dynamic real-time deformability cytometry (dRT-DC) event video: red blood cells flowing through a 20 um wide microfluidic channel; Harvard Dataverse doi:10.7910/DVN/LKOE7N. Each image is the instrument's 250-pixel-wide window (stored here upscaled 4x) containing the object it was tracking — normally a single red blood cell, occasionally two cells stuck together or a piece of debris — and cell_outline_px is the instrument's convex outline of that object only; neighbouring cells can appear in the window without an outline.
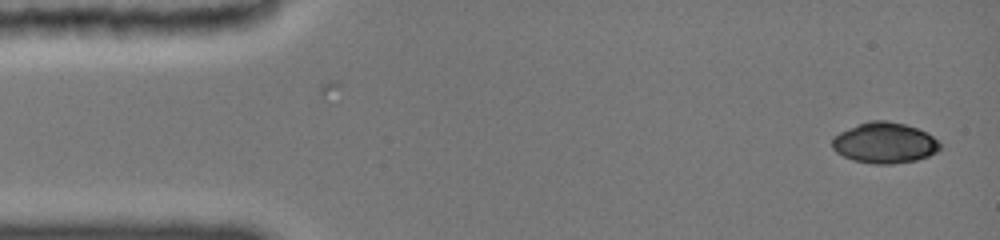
{"species": "common noctule bat (a hibernating species)", "species_latin": "Nyctalus noctula", "temperature_condition": "cold", "stored_images_in_passage": 52, "camera_frame_rate_fps": 3000, "um_per_image_px": 0.085, "animal": {"sex": "female", "body_mass_g": 19.0, "forearm_length_mm": 51.5}, "frame": {"image": 1, "passage_image": 1, "time_ms": 0.0, "image_size_px": [1000, 240], "cell_outline_px": [[940, 148], [936, 152], [928, 156], [916, 160], [892, 164], [876, 164], [856, 160], [844, 156], [836, 152], [832, 148], [832, 140], [840, 132], [860, 124], [872, 120], [884, 120], [904, 124], [916, 128], [932, 136], [940, 144]], "centroid_in_image_um": [75.19, 12.15], "position_along_channel_um": 9.8, "area_um2": 25.09}}
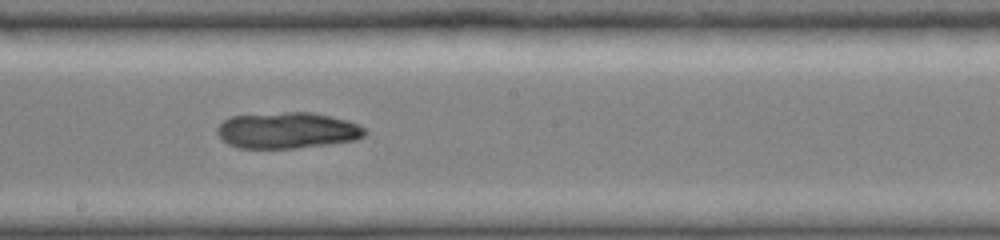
{"frame": {"image": 2, "passage_image": 37, "time_ms": 8.333, "image_size_px": [1000, 240], "cell_outline_px": [[368, 132], [364, 136], [356, 140], [332, 144], [296, 148], [240, 148], [228, 144], [216, 132], [220, 124], [224, 120], [232, 116], [288, 112], [312, 112], [360, 124]], "centroid_in_image_um": [24.46, 11.09], "position_along_channel_um": 223.7, "area_um2": 31.04}}
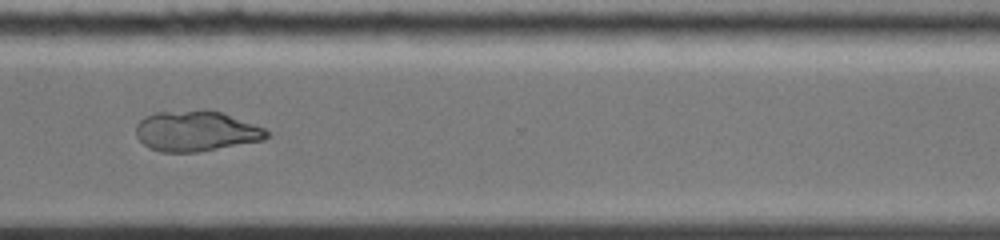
{"frame": {"image": 3, "passage_image": 51, "time_ms": 11.667, "image_size_px": [1000, 240], "cell_outline_px": [[268, 136], [264, 140], [196, 152], [160, 152], [148, 148], [136, 136], [136, 124], [144, 116], [156, 112], [204, 108], [208, 108], [220, 112], [264, 128], [268, 132]], "centroid_in_image_um": [16.61, 11.12], "position_along_channel_um": 354.0, "area_um2": 31.04}}